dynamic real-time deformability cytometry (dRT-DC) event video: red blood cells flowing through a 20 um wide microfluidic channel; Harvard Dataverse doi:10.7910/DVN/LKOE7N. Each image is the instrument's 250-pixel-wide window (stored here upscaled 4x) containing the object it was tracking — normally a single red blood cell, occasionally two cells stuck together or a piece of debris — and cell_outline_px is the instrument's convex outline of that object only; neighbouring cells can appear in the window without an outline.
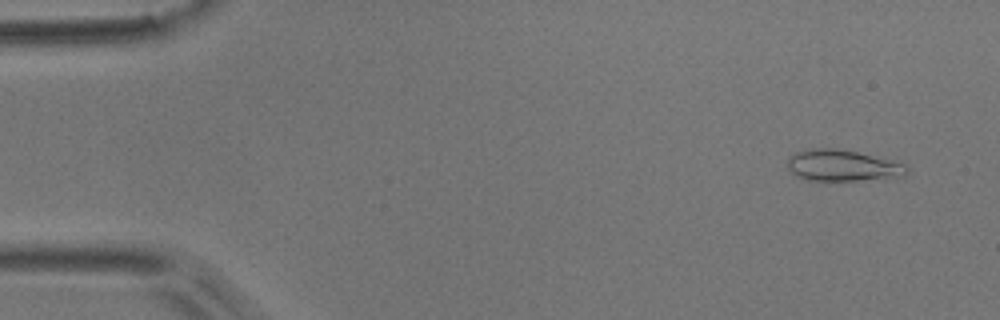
{"species": "common noctule bat (a hibernating species)", "species_latin": "Nyctalus noctula", "temperature_condition": "room temperature", "stored_images_in_passage": 6, "camera_frame_rate_fps": 3000, "um_per_image_px": 0.085, "animal": {"sex": "male", "body_mass_g": 17.9}, "frame": {"image": 1, "passage_image": 1, "time_ms": 0.0, "image_size_px": [1000, 320], "cell_outline_px": [[908, 172], [904, 176], [856, 180], [808, 180], [792, 172], [788, 168], [788, 156], [796, 152], [816, 148], [836, 148], [856, 152], [892, 160], [908, 164]], "centroid_in_image_um": [71.64, 14.06], "position_along_channel_um": 13.4, "area_um2": 21.5}}
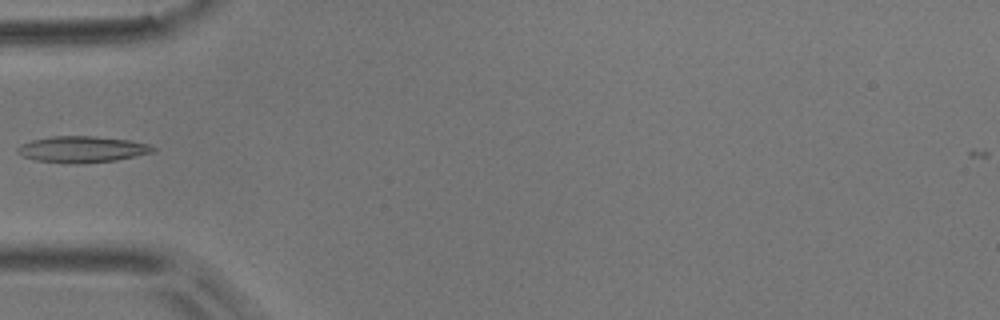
{"frame": {"image": 2, "passage_image": 5, "time_ms": 1.333, "image_size_px": [1000, 320], "cell_outline_px": [[156, 152], [116, 160], [84, 164], [76, 164], [36, 160], [24, 156], [16, 152], [16, 148], [20, 144], [32, 140], [52, 136], [96, 136], [128, 140], [148, 144], [156, 148]], "centroid_in_image_um": [7.0, 12.69], "position_along_channel_um": 78.0, "area_um2": 20.87}}
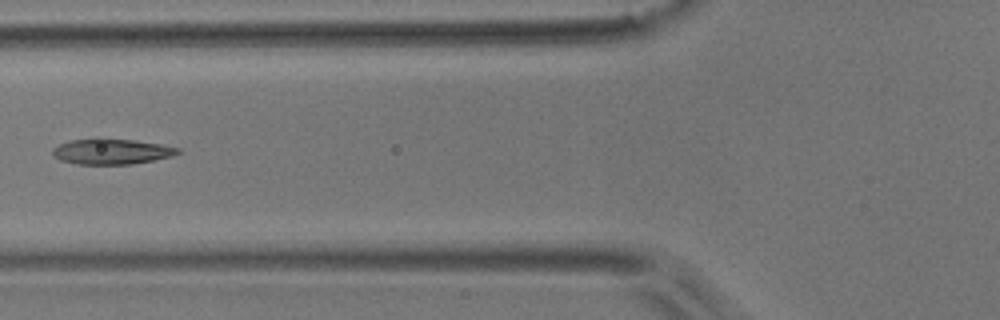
{"frame": {"image": 3, "passage_image": 6, "time_ms": 1.667, "image_size_px": [1000, 320], "cell_outline_px": [[180, 152], [172, 156], [132, 164], [76, 164], [60, 160], [52, 156], [52, 148], [68, 140], [96, 136], [100, 136], [136, 140], [160, 144], [180, 148]], "centroid_in_image_um": [9.42, 12.84], "position_along_channel_um": 116.4, "area_um2": 19.25}}